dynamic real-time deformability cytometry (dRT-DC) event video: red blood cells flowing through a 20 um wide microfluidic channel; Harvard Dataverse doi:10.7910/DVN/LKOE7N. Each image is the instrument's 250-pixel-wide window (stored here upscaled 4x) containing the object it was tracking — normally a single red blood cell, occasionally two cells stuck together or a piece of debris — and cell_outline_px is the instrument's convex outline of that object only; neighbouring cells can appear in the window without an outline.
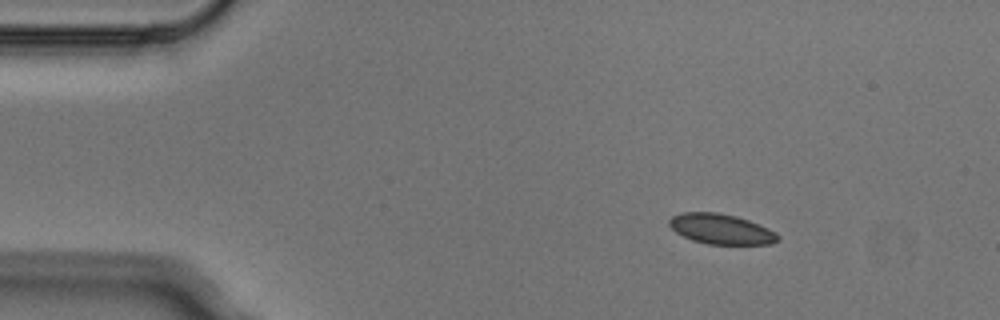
{"species": "Egyptian fruit bat (a non-hibernating species)", "species_latin": "Rousettus aegyptiacus", "temperature_condition": "cold", "stored_images_in_passage": 4, "camera_frame_rate_fps": 3000, "um_per_image_px": 0.085, "animal": {"sex": "male"}, "frame": {"image": 1, "passage_image": 2, "time_ms": 0.333, "image_size_px": [1000, 320], "cell_outline_px": [[780, 240], [772, 244], [708, 244], [692, 240], [676, 232], [668, 224], [668, 220], [672, 216], [680, 212], [716, 212], [736, 216], [748, 220], [768, 228], [776, 232], [780, 236]], "centroid_in_image_um": [61.3, 19.46], "position_along_channel_um": 23.7, "area_um2": 19.19}}